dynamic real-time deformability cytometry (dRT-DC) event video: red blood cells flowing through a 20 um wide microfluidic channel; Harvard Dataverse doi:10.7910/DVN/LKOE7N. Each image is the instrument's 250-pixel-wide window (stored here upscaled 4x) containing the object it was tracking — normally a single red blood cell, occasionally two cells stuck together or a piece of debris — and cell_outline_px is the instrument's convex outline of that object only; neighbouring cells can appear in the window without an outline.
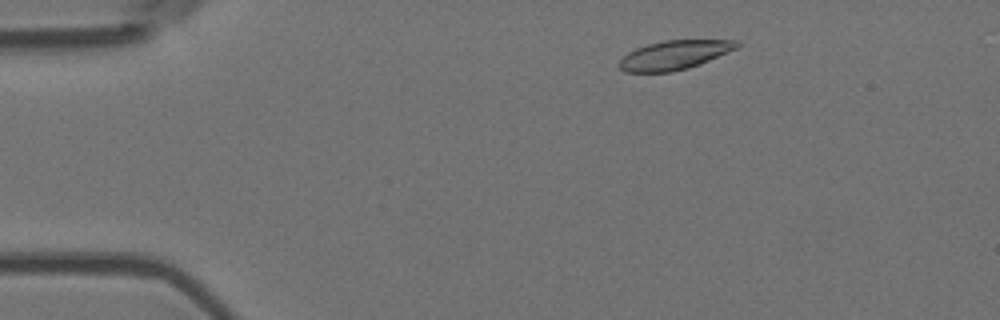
{"species": "Egyptian fruit bat (a non-hibernating species)", "species_latin": "Rousettus aegyptiacus", "temperature_condition": "room temperature", "stored_images_in_passage": 51, "camera_frame_rate_fps": 3000, "um_per_image_px": 0.085, "animal": {"sex": "female"}, "frame": {"image": 1, "passage_image": 5, "time_ms": 1.333, "image_size_px": [1000, 320], "cell_outline_px": [[740, 44], [736, 48], [708, 60], [688, 68], [672, 72], [624, 72], [620, 68], [620, 60], [628, 52], [636, 48], [648, 44], [664, 40], [740, 40]], "centroid_in_image_um": [57.3, 4.67], "position_along_channel_um": 27.7, "area_um2": 19.65}}
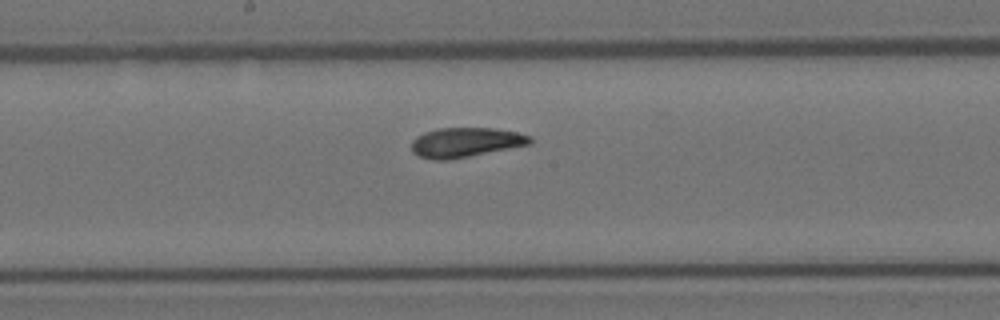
{"frame": {"image": 2, "passage_image": 25, "time_ms": 8.0, "image_size_px": [1000, 320], "cell_outline_px": [[532, 144], [448, 160], [432, 160], [420, 156], [412, 152], [412, 140], [416, 136], [424, 132], [436, 128], [496, 128], [516, 132], [532, 136]], "centroid_in_image_um": [39.57, 12.09], "position_along_channel_um": 208.6, "area_um2": 20.58}}
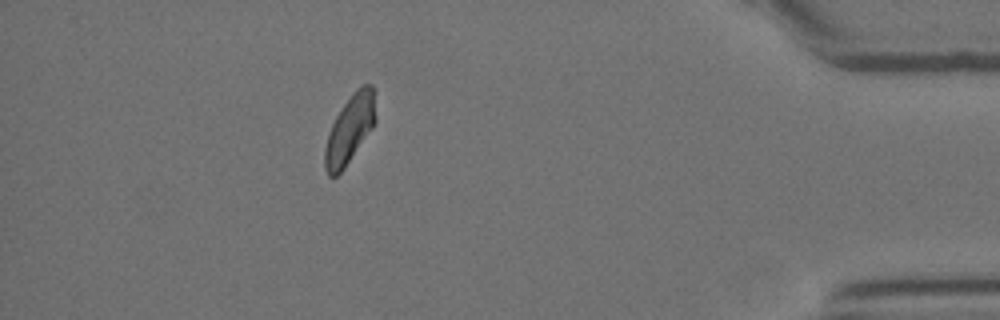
{"frame": {"image": 3, "passage_image": 45, "time_ms": 14.667, "image_size_px": [1000, 320], "cell_outline_px": [[376, 120], [372, 128], [344, 168], [336, 176], [328, 176], [324, 168], [324, 148], [328, 132], [336, 116], [344, 104], [356, 88], [360, 84], [372, 84], [376, 116]], "centroid_in_image_um": [29.71, 10.98], "position_along_channel_um": 405.5, "area_um2": 20.06}, "authors_computed_cell_mechanics": {"area_um2": 20.519, "velocity_mm_per_s": 3.6747, "shape_relaxation_time_tau1_ms": 3.1648, "shape_relaxation_time_tau2_ms": 3.8268, "deformation_change_tau1": 0.0966, "deformation_change_tau2": 0.0602}}